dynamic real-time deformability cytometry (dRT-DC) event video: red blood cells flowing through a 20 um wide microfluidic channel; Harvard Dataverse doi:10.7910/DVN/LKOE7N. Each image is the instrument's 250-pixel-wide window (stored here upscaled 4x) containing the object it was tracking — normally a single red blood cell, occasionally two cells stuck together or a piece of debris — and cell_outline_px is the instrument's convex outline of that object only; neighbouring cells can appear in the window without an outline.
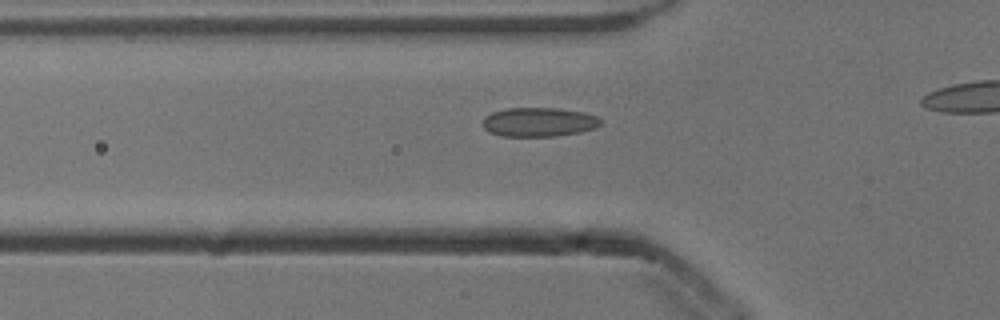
{"species": "common noctule bat (a hibernating species)", "species_latin": "Nyctalus noctula", "temperature_condition": "cold", "stored_images_in_passage": 38, "camera_frame_rate_fps": 3000, "um_per_image_px": 0.085, "animal": {"sex": "male", "body_mass_g": 13.3}, "frame": {"image": 1, "passage_image": 13, "time_ms": 4.0, "image_size_px": [1000, 320], "cell_outline_px": [[604, 120], [596, 128], [580, 132], [552, 136], [500, 136], [488, 132], [484, 128], [484, 116], [492, 112], [504, 108], [556, 108], [580, 112], [600, 116]], "centroid_in_image_um": [45.81, 10.37], "position_along_channel_um": 80.0, "area_um2": 20.11}}
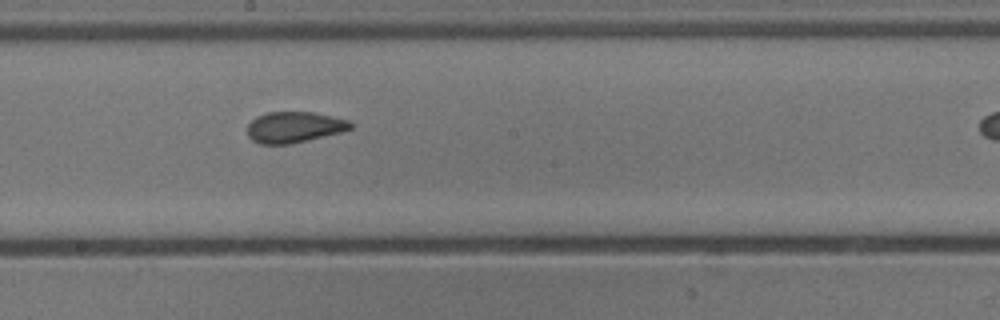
{"frame": {"image": 2, "passage_image": 24, "time_ms": 7.667, "image_size_px": [1000, 320], "cell_outline_px": [[352, 128], [340, 132], [288, 144], [260, 144], [252, 140], [248, 136], [248, 124], [256, 116], [268, 112], [312, 112], [332, 116], [348, 120], [352, 124]], "centroid_in_image_um": [24.97, 10.8], "position_along_channel_um": 223.2, "area_um2": 18.38}}
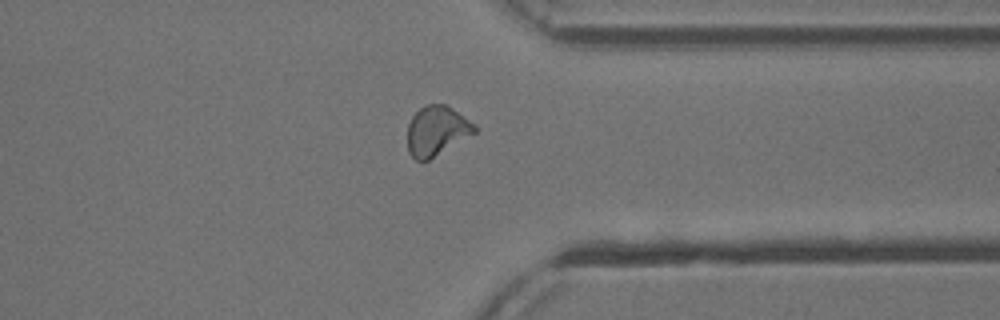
{"frame": {"image": 3, "passage_image": 36, "time_ms": 11.667, "image_size_px": [1000, 320], "cell_outline_px": [[476, 132], [428, 160], [416, 160], [408, 152], [408, 124], [412, 116], [420, 108], [428, 104], [444, 104], [452, 108], [476, 124]], "centroid_in_image_um": [37.11, 11.1], "position_along_channel_um": 374.3, "area_um2": 19.19}}